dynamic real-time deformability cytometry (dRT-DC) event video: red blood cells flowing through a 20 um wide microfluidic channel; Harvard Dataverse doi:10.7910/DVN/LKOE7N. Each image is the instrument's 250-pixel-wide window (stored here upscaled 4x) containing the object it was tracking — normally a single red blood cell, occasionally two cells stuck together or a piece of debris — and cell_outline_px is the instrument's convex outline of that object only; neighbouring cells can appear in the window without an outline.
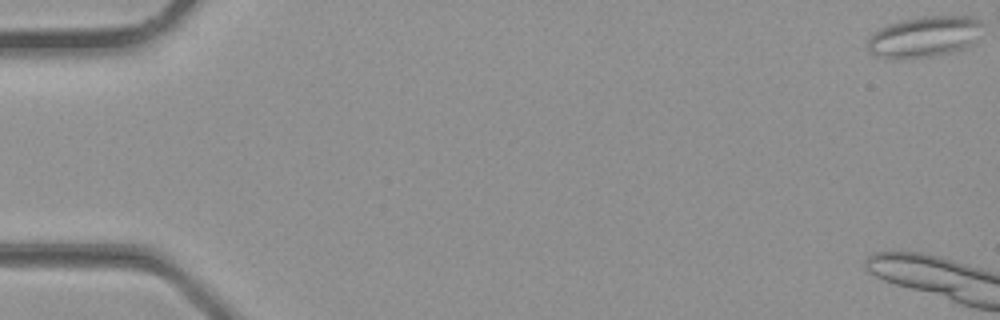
{"species": "common noctule bat (a hibernating species)", "species_latin": "Nyctalus noctula", "temperature_condition": "room temperature", "stored_images_in_passage": 6, "camera_frame_rate_fps": 3000, "um_per_image_px": 0.085, "animal": {"sex": "male", "body_mass_g": 23.1, "forearm_length_mm": 52.7}, "frame": {"image": 1, "passage_image": 1, "time_ms": 0.0, "image_size_px": [1000, 320], "cell_outline_px": [[980, 24], [972, 44], [964, 48], [932, 56], [876, 56], [868, 52], [868, 40], [880, 28], [888, 24], [920, 16], [972, 16], [980, 20]], "centroid_in_image_um": [78.56, 3.08], "position_along_channel_um": 6.4, "area_um2": 26.3}}